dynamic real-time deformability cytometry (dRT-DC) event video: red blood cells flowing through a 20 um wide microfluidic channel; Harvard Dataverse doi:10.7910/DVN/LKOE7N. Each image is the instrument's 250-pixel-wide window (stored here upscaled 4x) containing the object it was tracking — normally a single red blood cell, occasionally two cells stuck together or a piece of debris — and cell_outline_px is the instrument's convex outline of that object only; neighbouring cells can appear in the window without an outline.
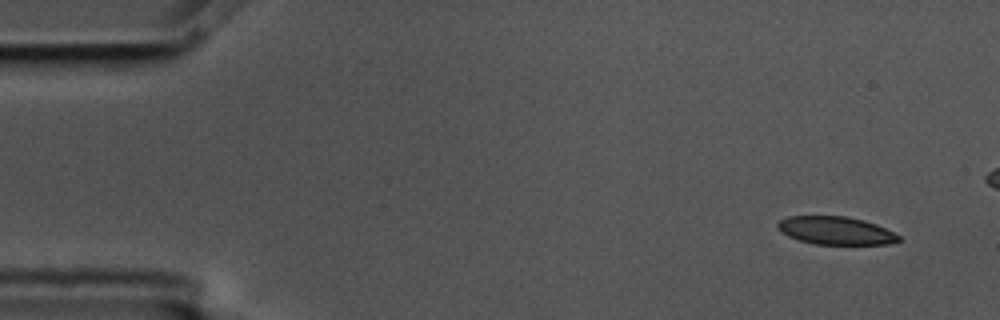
{"species": "common noctule bat (a hibernating species)", "species_latin": "Nyctalus noctula", "temperature_condition": "cold", "stored_images_in_passage": 4, "camera_frame_rate_fps": 3000, "um_per_image_px": 0.085, "animal": {"sex": "male", "body_mass_g": 17.5, "forearm_length_mm": 52.3}, "frame": {"image": 1, "passage_image": 1, "time_ms": 0.0, "image_size_px": [1000, 320], "cell_outline_px": [[900, 240], [888, 244], [816, 244], [800, 240], [788, 236], [780, 232], [776, 224], [780, 220], [788, 216], [844, 216], [864, 220], [876, 224], [900, 236]], "centroid_in_image_um": [71.01, 19.59], "position_along_channel_um": 14.0, "area_um2": 19.59}}